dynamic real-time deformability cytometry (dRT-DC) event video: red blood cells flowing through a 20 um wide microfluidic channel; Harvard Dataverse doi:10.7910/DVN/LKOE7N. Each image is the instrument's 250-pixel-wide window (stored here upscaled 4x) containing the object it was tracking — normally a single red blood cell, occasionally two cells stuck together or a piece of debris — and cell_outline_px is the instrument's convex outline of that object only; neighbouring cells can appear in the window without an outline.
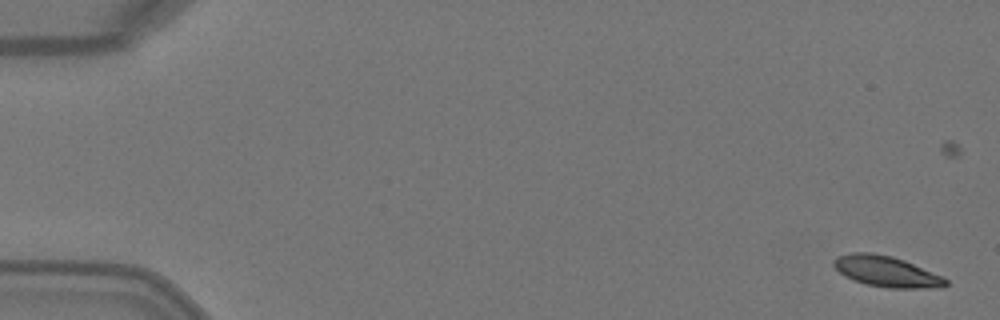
{"species": "Egyptian fruit bat (a non-hibernating species)", "species_latin": "Rousettus aegyptiacus", "temperature_condition": "warm", "stored_images_in_passage": 6, "camera_frame_rate_fps": 3000, "um_per_image_px": 0.085, "animal": {"sex": "female"}, "frame": {"image": 1, "passage_image": 1, "time_ms": 0.0, "image_size_px": [1000, 320], "cell_outline_px": [[948, 284], [944, 288], [888, 288], [868, 284], [844, 276], [832, 264], [832, 260], [836, 256], [852, 252], [872, 252], [892, 256], [904, 260], [944, 276], [948, 280]], "centroid_in_image_um": [75.38, 23.07], "position_along_channel_um": 9.6, "area_um2": 20.29}}
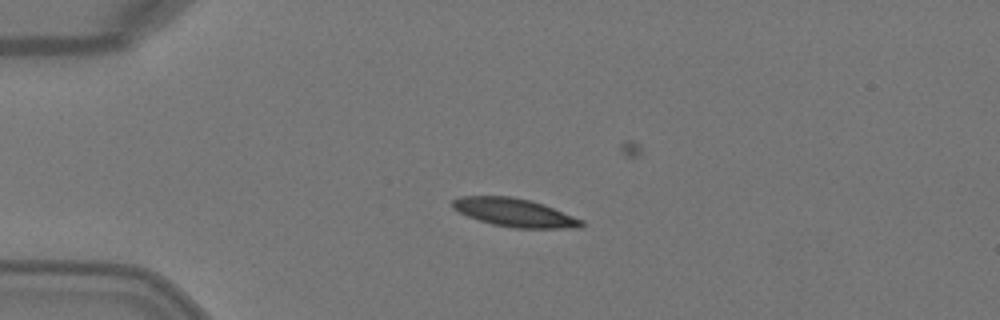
{"frame": {"image": 2, "passage_image": 4, "time_ms": 1.0, "image_size_px": [1000, 320], "cell_outline_px": [[584, 224], [580, 228], [512, 228], [492, 224], [468, 216], [452, 208], [452, 200], [460, 196], [512, 196], [544, 204], [584, 220]], "centroid_in_image_um": [43.75, 18.07], "position_along_channel_um": 41.2, "area_um2": 21.27}}